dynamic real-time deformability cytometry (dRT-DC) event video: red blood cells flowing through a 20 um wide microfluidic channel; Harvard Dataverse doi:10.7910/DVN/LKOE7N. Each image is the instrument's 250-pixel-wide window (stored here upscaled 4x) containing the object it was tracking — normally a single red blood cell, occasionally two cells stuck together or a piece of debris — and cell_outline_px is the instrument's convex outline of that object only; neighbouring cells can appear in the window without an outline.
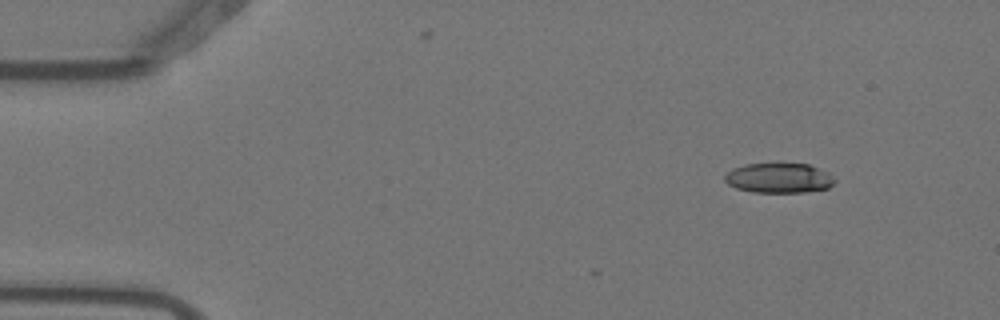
{"species": "Egyptian fruit bat (a non-hibernating species)", "species_latin": "Rousettus aegyptiacus", "temperature_condition": "warm", "stored_images_in_passage": 5, "camera_frame_rate_fps": 3000, "um_per_image_px": 0.085, "animal": {"sex": "female"}, "frame": {"image": 1, "passage_image": 1, "time_ms": 0.0, "image_size_px": [1000, 320], "cell_outline_px": [[836, 180], [828, 188], [804, 192], [752, 192], [736, 188], [728, 184], [724, 180], [724, 176], [732, 168], [744, 164], [808, 164], [828, 172]], "centroid_in_image_um": [66.19, 15.13], "position_along_channel_um": 18.8, "area_um2": 19.07}}
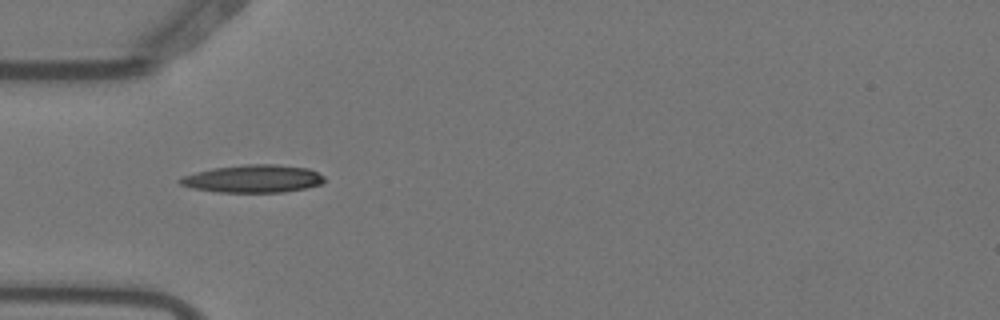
{"frame": {"image": 2, "passage_image": 4, "time_ms": 1.0, "image_size_px": [1000, 320], "cell_outline_px": [[324, 180], [320, 184], [308, 188], [284, 192], [220, 192], [192, 188], [180, 184], [176, 180], [184, 176], [196, 172], [212, 168], [244, 164], [276, 164], [308, 168], [324, 176]], "centroid_in_image_um": [21.51, 15.19], "position_along_channel_um": 63.5, "area_um2": 23.35}}
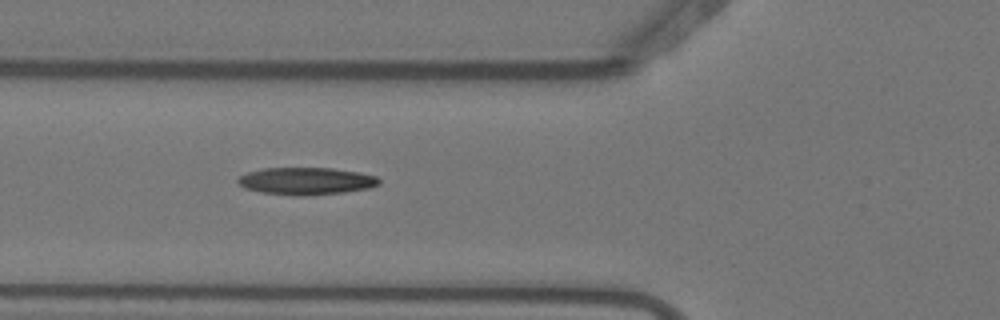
{"frame": {"image": 3, "passage_image": 5, "time_ms": 1.333, "image_size_px": [1000, 320], "cell_outline_px": [[380, 184], [368, 188], [344, 192], [304, 196], [292, 196], [260, 192], [244, 188], [236, 180], [240, 176], [248, 172], [264, 168], [332, 168], [360, 172], [376, 176], [380, 180]], "centroid_in_image_um": [26.02, 15.39], "position_along_channel_um": 99.8, "area_um2": 22.54}}